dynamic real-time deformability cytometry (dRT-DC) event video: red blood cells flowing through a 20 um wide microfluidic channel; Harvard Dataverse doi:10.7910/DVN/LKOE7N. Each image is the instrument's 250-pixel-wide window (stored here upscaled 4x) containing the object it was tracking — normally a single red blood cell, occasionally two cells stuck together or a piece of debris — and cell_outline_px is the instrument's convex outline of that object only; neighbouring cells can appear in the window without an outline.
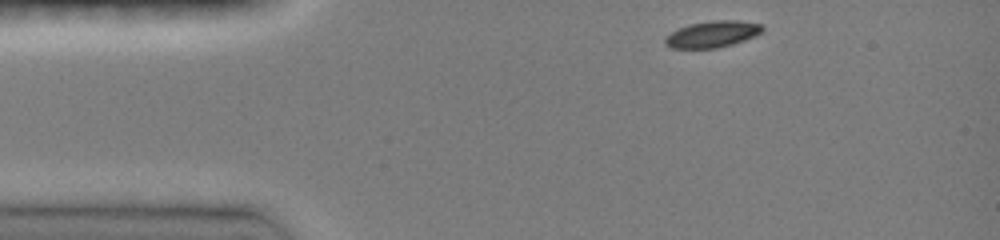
{"species": "common noctule bat (a hibernating species)", "species_latin": "Nyctalus noctula", "temperature_condition": "room temperature", "stored_images_in_passage": 16, "camera_frame_rate_fps": 3000, "um_per_image_px": 0.085, "animal": {"sex": "female", "body_mass_g": 19.0, "forearm_length_mm": 51.5}, "frame": {"image": 1, "passage_image": 1, "time_ms": 0.0, "image_size_px": [1000, 240], "cell_outline_px": [[764, 28], [760, 32], [744, 40], [732, 44], [716, 48], [672, 48], [664, 44], [664, 36], [680, 28], [692, 24], [712, 20], [736, 20], [764, 24]], "centroid_in_image_um": [60.54, 2.9], "position_along_channel_um": 24.5, "area_um2": 14.85}}